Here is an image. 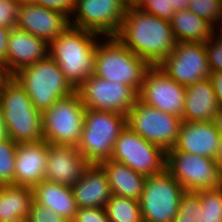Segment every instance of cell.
Returning <instances> with one entry per match:
<instances>
[{"label":"cell","mask_w":222,"mask_h":222,"mask_svg":"<svg viewBox=\"0 0 222 222\" xmlns=\"http://www.w3.org/2000/svg\"><path fill=\"white\" fill-rule=\"evenodd\" d=\"M70 17L64 14L31 4H22L16 27L33 34L50 44L70 25Z\"/></svg>","instance_id":"e0dca14e"},{"label":"cell","mask_w":222,"mask_h":222,"mask_svg":"<svg viewBox=\"0 0 222 222\" xmlns=\"http://www.w3.org/2000/svg\"><path fill=\"white\" fill-rule=\"evenodd\" d=\"M12 76L25 89L33 106L41 112L76 91L50 55L21 68Z\"/></svg>","instance_id":"5b68a950"},{"label":"cell","mask_w":222,"mask_h":222,"mask_svg":"<svg viewBox=\"0 0 222 222\" xmlns=\"http://www.w3.org/2000/svg\"><path fill=\"white\" fill-rule=\"evenodd\" d=\"M187 10L214 26L221 14L222 0H189Z\"/></svg>","instance_id":"4dcf8cb0"},{"label":"cell","mask_w":222,"mask_h":222,"mask_svg":"<svg viewBox=\"0 0 222 222\" xmlns=\"http://www.w3.org/2000/svg\"><path fill=\"white\" fill-rule=\"evenodd\" d=\"M48 143H19L15 153L14 185L33 188L45 179Z\"/></svg>","instance_id":"ac0fdd59"},{"label":"cell","mask_w":222,"mask_h":222,"mask_svg":"<svg viewBox=\"0 0 222 222\" xmlns=\"http://www.w3.org/2000/svg\"><path fill=\"white\" fill-rule=\"evenodd\" d=\"M209 79L212 83L213 90L215 92V96L217 98V102L219 107H222V71L219 72H211L209 75Z\"/></svg>","instance_id":"f35d334b"},{"label":"cell","mask_w":222,"mask_h":222,"mask_svg":"<svg viewBox=\"0 0 222 222\" xmlns=\"http://www.w3.org/2000/svg\"><path fill=\"white\" fill-rule=\"evenodd\" d=\"M172 222H203V209L198 192L186 191L183 194Z\"/></svg>","instance_id":"f546056e"},{"label":"cell","mask_w":222,"mask_h":222,"mask_svg":"<svg viewBox=\"0 0 222 222\" xmlns=\"http://www.w3.org/2000/svg\"><path fill=\"white\" fill-rule=\"evenodd\" d=\"M220 142L221 136L213 121H182L176 143L169 150H177L214 159L220 147Z\"/></svg>","instance_id":"d6986e66"},{"label":"cell","mask_w":222,"mask_h":222,"mask_svg":"<svg viewBox=\"0 0 222 222\" xmlns=\"http://www.w3.org/2000/svg\"><path fill=\"white\" fill-rule=\"evenodd\" d=\"M34 4L58 11L68 17L75 11L77 0H35Z\"/></svg>","instance_id":"8d00e7d4"},{"label":"cell","mask_w":222,"mask_h":222,"mask_svg":"<svg viewBox=\"0 0 222 222\" xmlns=\"http://www.w3.org/2000/svg\"><path fill=\"white\" fill-rule=\"evenodd\" d=\"M84 116L85 106L77 91L58 99L42 112L44 140L54 145L77 146L81 139Z\"/></svg>","instance_id":"52a82bcc"},{"label":"cell","mask_w":222,"mask_h":222,"mask_svg":"<svg viewBox=\"0 0 222 222\" xmlns=\"http://www.w3.org/2000/svg\"><path fill=\"white\" fill-rule=\"evenodd\" d=\"M166 169L185 191L197 192L222 186V174L210 157L168 150Z\"/></svg>","instance_id":"8fae6325"},{"label":"cell","mask_w":222,"mask_h":222,"mask_svg":"<svg viewBox=\"0 0 222 222\" xmlns=\"http://www.w3.org/2000/svg\"><path fill=\"white\" fill-rule=\"evenodd\" d=\"M7 50V72L12 76L21 68L49 55V44L17 27L10 30Z\"/></svg>","instance_id":"ffe728a7"},{"label":"cell","mask_w":222,"mask_h":222,"mask_svg":"<svg viewBox=\"0 0 222 222\" xmlns=\"http://www.w3.org/2000/svg\"><path fill=\"white\" fill-rule=\"evenodd\" d=\"M182 119L137 99L127 115V126L166 152L176 143Z\"/></svg>","instance_id":"30bf717a"},{"label":"cell","mask_w":222,"mask_h":222,"mask_svg":"<svg viewBox=\"0 0 222 222\" xmlns=\"http://www.w3.org/2000/svg\"><path fill=\"white\" fill-rule=\"evenodd\" d=\"M10 222H28V221H27V220H23V219H21V220L10 221Z\"/></svg>","instance_id":"c3c4849f"},{"label":"cell","mask_w":222,"mask_h":222,"mask_svg":"<svg viewBox=\"0 0 222 222\" xmlns=\"http://www.w3.org/2000/svg\"><path fill=\"white\" fill-rule=\"evenodd\" d=\"M11 77L7 72L5 65L0 62V91L3 88L4 83Z\"/></svg>","instance_id":"b9f144b4"},{"label":"cell","mask_w":222,"mask_h":222,"mask_svg":"<svg viewBox=\"0 0 222 222\" xmlns=\"http://www.w3.org/2000/svg\"><path fill=\"white\" fill-rule=\"evenodd\" d=\"M19 4H31L34 3L35 0H16Z\"/></svg>","instance_id":"bcb514c9"},{"label":"cell","mask_w":222,"mask_h":222,"mask_svg":"<svg viewBox=\"0 0 222 222\" xmlns=\"http://www.w3.org/2000/svg\"><path fill=\"white\" fill-rule=\"evenodd\" d=\"M197 192L203 209V222H222V186Z\"/></svg>","instance_id":"83f0119b"},{"label":"cell","mask_w":222,"mask_h":222,"mask_svg":"<svg viewBox=\"0 0 222 222\" xmlns=\"http://www.w3.org/2000/svg\"><path fill=\"white\" fill-rule=\"evenodd\" d=\"M185 192L167 169L146 177L139 200L143 221L172 222Z\"/></svg>","instance_id":"ba28073f"},{"label":"cell","mask_w":222,"mask_h":222,"mask_svg":"<svg viewBox=\"0 0 222 222\" xmlns=\"http://www.w3.org/2000/svg\"><path fill=\"white\" fill-rule=\"evenodd\" d=\"M28 222H67L64 218L57 215L53 210L46 208L32 201Z\"/></svg>","instance_id":"e575fe53"},{"label":"cell","mask_w":222,"mask_h":222,"mask_svg":"<svg viewBox=\"0 0 222 222\" xmlns=\"http://www.w3.org/2000/svg\"><path fill=\"white\" fill-rule=\"evenodd\" d=\"M127 126V116L85 108L81 139L76 146L90 163L110 159L116 139Z\"/></svg>","instance_id":"8992f818"},{"label":"cell","mask_w":222,"mask_h":222,"mask_svg":"<svg viewBox=\"0 0 222 222\" xmlns=\"http://www.w3.org/2000/svg\"><path fill=\"white\" fill-rule=\"evenodd\" d=\"M19 4L16 0H0V26L15 28L19 16Z\"/></svg>","instance_id":"d6a6232c"},{"label":"cell","mask_w":222,"mask_h":222,"mask_svg":"<svg viewBox=\"0 0 222 222\" xmlns=\"http://www.w3.org/2000/svg\"><path fill=\"white\" fill-rule=\"evenodd\" d=\"M147 0H123L126 11L141 10Z\"/></svg>","instance_id":"ab89813d"},{"label":"cell","mask_w":222,"mask_h":222,"mask_svg":"<svg viewBox=\"0 0 222 222\" xmlns=\"http://www.w3.org/2000/svg\"><path fill=\"white\" fill-rule=\"evenodd\" d=\"M170 22L177 43H205L211 38L217 27L188 10L175 12Z\"/></svg>","instance_id":"484cf974"},{"label":"cell","mask_w":222,"mask_h":222,"mask_svg":"<svg viewBox=\"0 0 222 222\" xmlns=\"http://www.w3.org/2000/svg\"><path fill=\"white\" fill-rule=\"evenodd\" d=\"M97 35L69 26L49 44V55L75 89L93 74Z\"/></svg>","instance_id":"3957f363"},{"label":"cell","mask_w":222,"mask_h":222,"mask_svg":"<svg viewBox=\"0 0 222 222\" xmlns=\"http://www.w3.org/2000/svg\"><path fill=\"white\" fill-rule=\"evenodd\" d=\"M0 111L6 136L13 142L36 143L44 140L42 112L33 106L25 89L13 76L0 91Z\"/></svg>","instance_id":"7a4b0ae2"},{"label":"cell","mask_w":222,"mask_h":222,"mask_svg":"<svg viewBox=\"0 0 222 222\" xmlns=\"http://www.w3.org/2000/svg\"><path fill=\"white\" fill-rule=\"evenodd\" d=\"M10 30L7 27L0 26V62H2L7 69V50H8V38Z\"/></svg>","instance_id":"74e56055"},{"label":"cell","mask_w":222,"mask_h":222,"mask_svg":"<svg viewBox=\"0 0 222 222\" xmlns=\"http://www.w3.org/2000/svg\"><path fill=\"white\" fill-rule=\"evenodd\" d=\"M71 187L78 207L104 208L112 195L105 170L97 163H90L82 179Z\"/></svg>","instance_id":"44dd1931"},{"label":"cell","mask_w":222,"mask_h":222,"mask_svg":"<svg viewBox=\"0 0 222 222\" xmlns=\"http://www.w3.org/2000/svg\"><path fill=\"white\" fill-rule=\"evenodd\" d=\"M216 35L214 31L211 38L205 42L210 72L222 71V35L218 34V38Z\"/></svg>","instance_id":"1f68e13d"},{"label":"cell","mask_w":222,"mask_h":222,"mask_svg":"<svg viewBox=\"0 0 222 222\" xmlns=\"http://www.w3.org/2000/svg\"><path fill=\"white\" fill-rule=\"evenodd\" d=\"M219 109L220 107L209 78L197 81L186 87L182 121H214V117Z\"/></svg>","instance_id":"7402d4cb"},{"label":"cell","mask_w":222,"mask_h":222,"mask_svg":"<svg viewBox=\"0 0 222 222\" xmlns=\"http://www.w3.org/2000/svg\"><path fill=\"white\" fill-rule=\"evenodd\" d=\"M101 44L97 43L93 75L112 83H123L139 92L150 65L116 36H108Z\"/></svg>","instance_id":"277c9868"},{"label":"cell","mask_w":222,"mask_h":222,"mask_svg":"<svg viewBox=\"0 0 222 222\" xmlns=\"http://www.w3.org/2000/svg\"><path fill=\"white\" fill-rule=\"evenodd\" d=\"M33 201L53 210L67 222L74 220L78 209L71 186L44 179L32 188Z\"/></svg>","instance_id":"603a6c76"},{"label":"cell","mask_w":222,"mask_h":222,"mask_svg":"<svg viewBox=\"0 0 222 222\" xmlns=\"http://www.w3.org/2000/svg\"><path fill=\"white\" fill-rule=\"evenodd\" d=\"M213 122L216 126V129H217L219 135L221 136V139H222V107L219 109V111L215 115Z\"/></svg>","instance_id":"7bdbcfd3"},{"label":"cell","mask_w":222,"mask_h":222,"mask_svg":"<svg viewBox=\"0 0 222 222\" xmlns=\"http://www.w3.org/2000/svg\"><path fill=\"white\" fill-rule=\"evenodd\" d=\"M159 66L170 78L185 87L209 78L211 73L205 43L202 42H178Z\"/></svg>","instance_id":"4fadbf2b"},{"label":"cell","mask_w":222,"mask_h":222,"mask_svg":"<svg viewBox=\"0 0 222 222\" xmlns=\"http://www.w3.org/2000/svg\"><path fill=\"white\" fill-rule=\"evenodd\" d=\"M32 201V188L13 184L0 186V222L27 220Z\"/></svg>","instance_id":"d4e9b609"},{"label":"cell","mask_w":222,"mask_h":222,"mask_svg":"<svg viewBox=\"0 0 222 222\" xmlns=\"http://www.w3.org/2000/svg\"><path fill=\"white\" fill-rule=\"evenodd\" d=\"M214 161H215L220 173L222 174V139L220 142V147L214 157Z\"/></svg>","instance_id":"ee69618b"},{"label":"cell","mask_w":222,"mask_h":222,"mask_svg":"<svg viewBox=\"0 0 222 222\" xmlns=\"http://www.w3.org/2000/svg\"><path fill=\"white\" fill-rule=\"evenodd\" d=\"M74 12L71 26L108 37L117 35L126 9L123 0H77Z\"/></svg>","instance_id":"9a60e30c"},{"label":"cell","mask_w":222,"mask_h":222,"mask_svg":"<svg viewBox=\"0 0 222 222\" xmlns=\"http://www.w3.org/2000/svg\"><path fill=\"white\" fill-rule=\"evenodd\" d=\"M116 37L150 66L159 65L177 44L169 20L142 10L126 11Z\"/></svg>","instance_id":"6da1fadb"},{"label":"cell","mask_w":222,"mask_h":222,"mask_svg":"<svg viewBox=\"0 0 222 222\" xmlns=\"http://www.w3.org/2000/svg\"><path fill=\"white\" fill-rule=\"evenodd\" d=\"M16 148L17 143L8 136L0 140V186L14 185Z\"/></svg>","instance_id":"f1b7e54d"},{"label":"cell","mask_w":222,"mask_h":222,"mask_svg":"<svg viewBox=\"0 0 222 222\" xmlns=\"http://www.w3.org/2000/svg\"><path fill=\"white\" fill-rule=\"evenodd\" d=\"M99 164L105 170L112 194L140 200L146 176L111 159L104 160Z\"/></svg>","instance_id":"cb8c5ba5"},{"label":"cell","mask_w":222,"mask_h":222,"mask_svg":"<svg viewBox=\"0 0 222 222\" xmlns=\"http://www.w3.org/2000/svg\"><path fill=\"white\" fill-rule=\"evenodd\" d=\"M4 137H6V133H5V129H4L2 119H1V111H0V140Z\"/></svg>","instance_id":"f6af8a7d"},{"label":"cell","mask_w":222,"mask_h":222,"mask_svg":"<svg viewBox=\"0 0 222 222\" xmlns=\"http://www.w3.org/2000/svg\"><path fill=\"white\" fill-rule=\"evenodd\" d=\"M217 22H219V23L221 22V23H222V10H221V14H220ZM221 29H222V28H220V32H221V33H218V34H221V35H222V30H221Z\"/></svg>","instance_id":"7dc6e473"},{"label":"cell","mask_w":222,"mask_h":222,"mask_svg":"<svg viewBox=\"0 0 222 222\" xmlns=\"http://www.w3.org/2000/svg\"><path fill=\"white\" fill-rule=\"evenodd\" d=\"M186 87L170 78L159 65L150 66L138 92V99L152 108L182 119Z\"/></svg>","instance_id":"5bb4252c"},{"label":"cell","mask_w":222,"mask_h":222,"mask_svg":"<svg viewBox=\"0 0 222 222\" xmlns=\"http://www.w3.org/2000/svg\"><path fill=\"white\" fill-rule=\"evenodd\" d=\"M141 10L149 13L150 15L169 21L175 14V10L172 7V0H147Z\"/></svg>","instance_id":"836d02e7"},{"label":"cell","mask_w":222,"mask_h":222,"mask_svg":"<svg viewBox=\"0 0 222 222\" xmlns=\"http://www.w3.org/2000/svg\"><path fill=\"white\" fill-rule=\"evenodd\" d=\"M72 222H110L105 209L100 207H78Z\"/></svg>","instance_id":"d590c367"},{"label":"cell","mask_w":222,"mask_h":222,"mask_svg":"<svg viewBox=\"0 0 222 222\" xmlns=\"http://www.w3.org/2000/svg\"><path fill=\"white\" fill-rule=\"evenodd\" d=\"M104 209L110 222H144L139 200L112 194Z\"/></svg>","instance_id":"4316f807"},{"label":"cell","mask_w":222,"mask_h":222,"mask_svg":"<svg viewBox=\"0 0 222 222\" xmlns=\"http://www.w3.org/2000/svg\"><path fill=\"white\" fill-rule=\"evenodd\" d=\"M110 159L148 177L166 169L167 152L126 126L115 141Z\"/></svg>","instance_id":"9c48e42d"},{"label":"cell","mask_w":222,"mask_h":222,"mask_svg":"<svg viewBox=\"0 0 222 222\" xmlns=\"http://www.w3.org/2000/svg\"><path fill=\"white\" fill-rule=\"evenodd\" d=\"M189 6V0H172V7L175 12H179L181 10H187Z\"/></svg>","instance_id":"60d3db41"},{"label":"cell","mask_w":222,"mask_h":222,"mask_svg":"<svg viewBox=\"0 0 222 222\" xmlns=\"http://www.w3.org/2000/svg\"><path fill=\"white\" fill-rule=\"evenodd\" d=\"M85 108L116 112L127 116L138 92L123 83H112L90 75L77 89Z\"/></svg>","instance_id":"7c38bea8"},{"label":"cell","mask_w":222,"mask_h":222,"mask_svg":"<svg viewBox=\"0 0 222 222\" xmlns=\"http://www.w3.org/2000/svg\"><path fill=\"white\" fill-rule=\"evenodd\" d=\"M89 165L90 162L83 157L76 146L48 143L46 180L72 186L82 179Z\"/></svg>","instance_id":"2e32d148"}]
</instances>
